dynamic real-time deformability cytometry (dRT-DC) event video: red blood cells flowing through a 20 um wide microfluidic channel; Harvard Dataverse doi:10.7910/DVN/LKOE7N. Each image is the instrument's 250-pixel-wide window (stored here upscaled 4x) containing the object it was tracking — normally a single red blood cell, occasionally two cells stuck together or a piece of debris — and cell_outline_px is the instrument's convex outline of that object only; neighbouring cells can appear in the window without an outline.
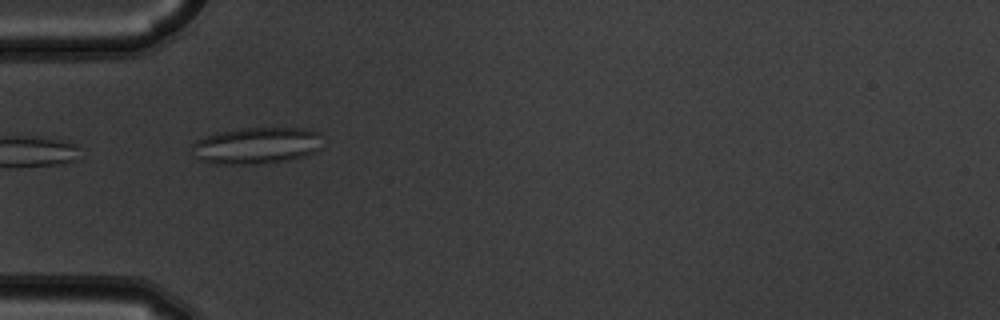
{"species": "common noctule bat (a hibernating species)", "species_latin": "Nyctalus noctula", "temperature_condition": "warm", "stored_images_in_passage": 8, "camera_frame_rate_fps": 3000, "um_per_image_px": 0.085, "animal": {"sex": "male", "body_mass_g": 19.5, "forearm_length_mm": 54.6}, "frame": {"image": 1, "passage_image": 6, "time_ms": 1.667, "image_size_px": [1000, 320], "cell_outline_px": [[320, 148], [316, 152], [304, 156], [288, 160], [260, 164], [212, 164], [200, 160], [192, 156], [192, 144], [196, 140], [204, 136], [220, 132], [240, 128], [304, 128], [320, 132]], "centroid_in_image_um": [21.77, 12.38], "position_along_channel_um": 63.2, "area_um2": 28.21}}
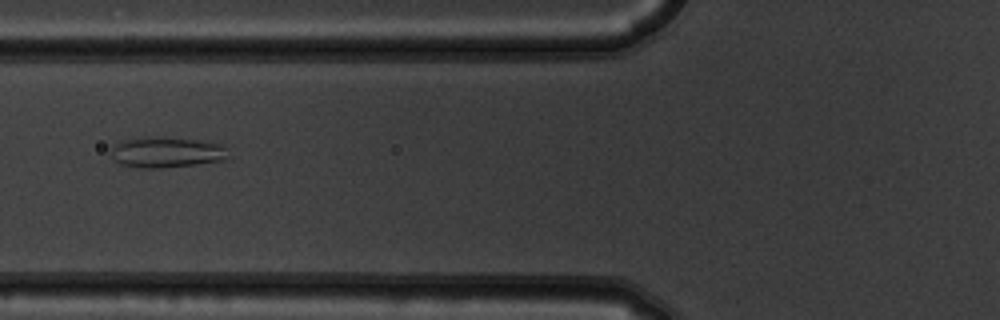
{"frame": {"image": 2, "passage_image": 7, "time_ms": 2.0, "image_size_px": [1000, 320], "cell_outline_px": [[232, 156], [224, 160], [196, 164], [160, 168], [140, 168], [120, 164], [112, 156], [112, 144], [124, 140], [148, 136], [156, 136], [196, 140], [224, 144]], "centroid_in_image_um": [14.2, 12.93], "position_along_channel_um": 111.6, "area_um2": 21.21}}